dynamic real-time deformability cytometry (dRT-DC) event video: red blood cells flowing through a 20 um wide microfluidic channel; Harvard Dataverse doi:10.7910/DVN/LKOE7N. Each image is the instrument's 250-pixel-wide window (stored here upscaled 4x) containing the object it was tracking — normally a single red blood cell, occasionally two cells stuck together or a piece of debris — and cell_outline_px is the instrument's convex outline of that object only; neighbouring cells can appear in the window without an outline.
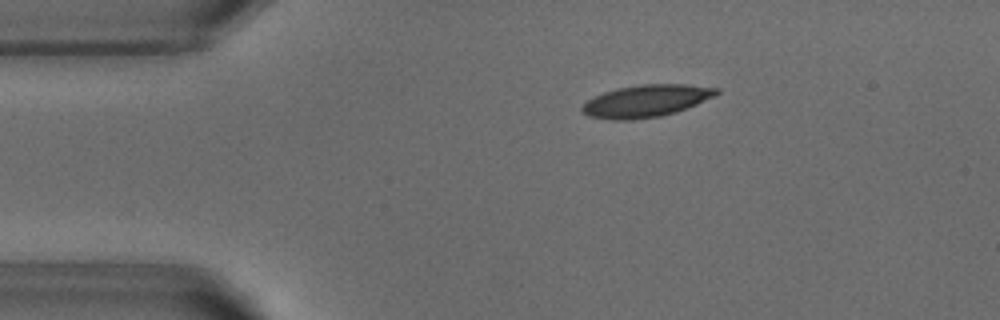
{"species": "common noctule bat (a hibernating species)", "species_latin": "Nyctalus noctula", "temperature_condition": "warm", "stored_images_in_passage": 30, "camera_frame_rate_fps": 3000, "um_per_image_px": 0.085, "animal": {"sex": "male", "body_mass_g": 18.8}, "frame": {"image": 1, "passage_image": 4, "time_ms": 1.0, "image_size_px": [1000, 320], "cell_outline_px": [[720, 92], [696, 104], [676, 112], [660, 116], [632, 120], [612, 120], [588, 116], [580, 112], [580, 108], [588, 100], [604, 92], [616, 88], [640, 84], [684, 84], [720, 88]], "centroid_in_image_um": [54.88, 8.58], "position_along_channel_um": 30.1, "area_um2": 25.14}}
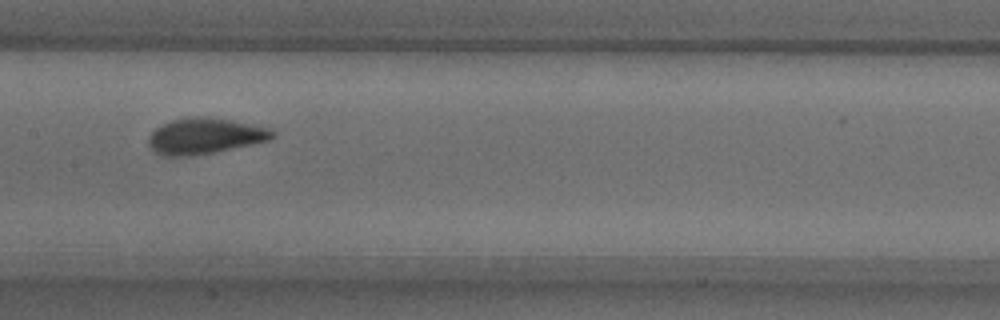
{"frame": {"image": 2, "passage_image": 20, "time_ms": 6.333, "image_size_px": [1000, 320], "cell_outline_px": [[276, 136], [268, 140], [252, 144], [216, 152], [192, 156], [164, 156], [156, 152], [148, 144], [148, 136], [160, 124], [172, 120], [192, 116], [208, 116], [232, 120], [272, 128], [276, 132]], "centroid_in_image_um": [17.43, 11.55], "position_along_channel_um": 190.0, "area_um2": 26.24}}
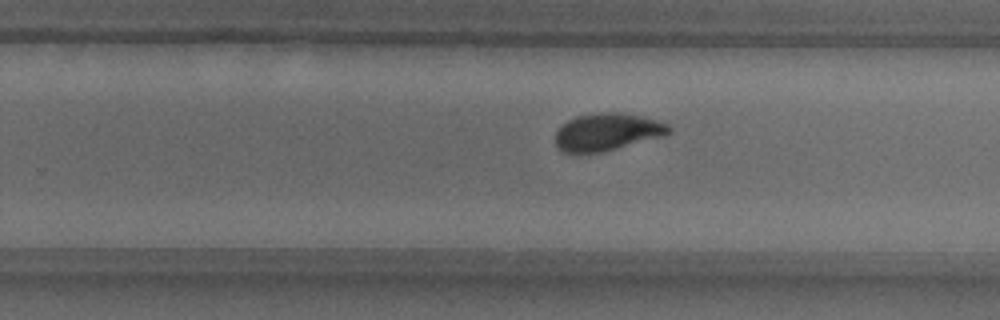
{"frame": {"image": 3, "passage_image": 27, "time_ms": 8.667, "image_size_px": [1000, 320], "cell_outline_px": [[672, 132], [664, 136], [600, 152], [560, 152], [556, 148], [556, 128], [568, 120], [576, 116], [604, 112], [620, 112], [644, 116], [668, 124], [672, 128]], "centroid_in_image_um": [51.61, 11.2], "position_along_channel_um": 278.2, "area_um2": 24.8}}